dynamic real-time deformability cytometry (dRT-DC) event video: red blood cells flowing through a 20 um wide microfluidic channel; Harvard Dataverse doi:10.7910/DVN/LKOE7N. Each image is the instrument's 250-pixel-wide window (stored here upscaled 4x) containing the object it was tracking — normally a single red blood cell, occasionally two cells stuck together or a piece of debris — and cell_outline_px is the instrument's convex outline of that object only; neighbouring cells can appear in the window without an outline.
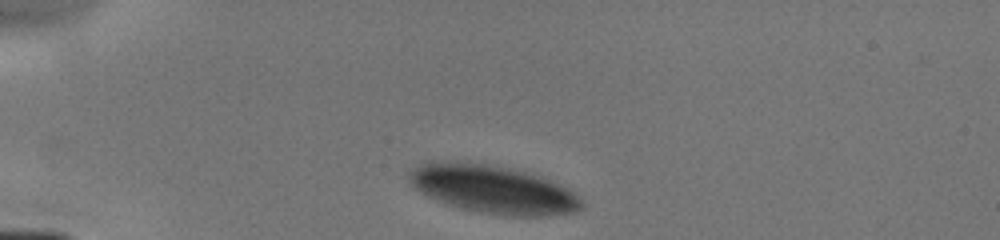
{"species": "human", "species_latin": "Homo sapiens", "temperature_condition": "cold", "stored_images_in_passage": 5, "camera_frame_rate_fps": 3000, "um_per_image_px": 0.085, "donor": {"sex": "male"}, "frame": {"image": 1, "passage_image": 1, "time_ms": 0.0, "image_size_px": [1000, 240], "cell_outline_px": [[584, 208], [576, 212], [548, 216], [512, 216], [480, 212], [460, 208], [448, 204], [428, 196], [420, 192], [404, 176], [408, 168], [432, 160], [484, 164], [524, 172], [540, 176], [568, 188], [584, 204]], "centroid_in_image_um": [41.85, 16.09], "position_along_channel_um": 43.1, "area_um2": 48.26}}